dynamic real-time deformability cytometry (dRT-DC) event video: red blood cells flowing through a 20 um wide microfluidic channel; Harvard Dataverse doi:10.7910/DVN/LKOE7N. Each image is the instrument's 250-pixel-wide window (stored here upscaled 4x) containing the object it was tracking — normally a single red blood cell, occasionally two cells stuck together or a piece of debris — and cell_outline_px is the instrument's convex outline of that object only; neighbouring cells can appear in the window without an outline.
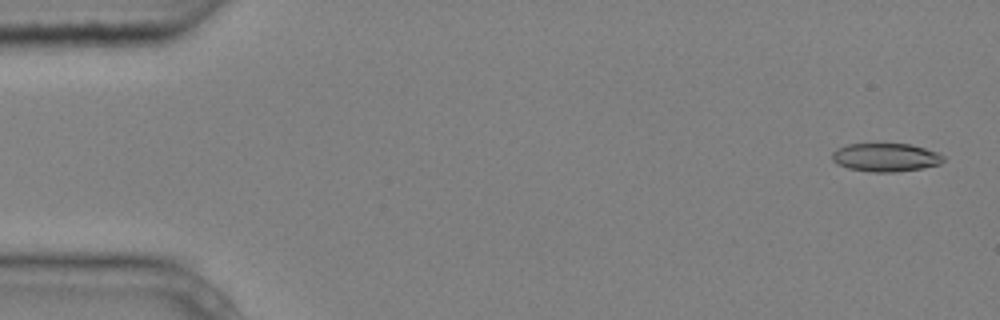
{"species": "common noctule bat (a hibernating species)", "species_latin": "Nyctalus noctula", "temperature_condition": "cold", "stored_images_in_passage": 8, "camera_frame_rate_fps": 3000, "um_per_image_px": 0.085, "animal": {"sex": "male", "body_mass_g": 20.4}, "frame": {"image": 1, "passage_image": 1, "time_ms": 0.0, "image_size_px": [1000, 320], "cell_outline_px": [[944, 160], [940, 164], [924, 168], [896, 172], [872, 172], [848, 168], [836, 164], [832, 160], [832, 152], [836, 148], [844, 144], [912, 144], [936, 152], [944, 156]], "centroid_in_image_um": [75.25, 13.38], "position_along_channel_um": 9.7, "area_um2": 18.55}}
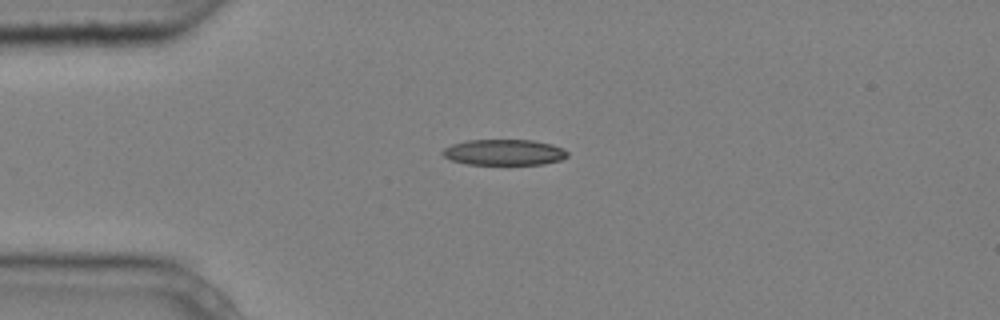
{"frame": {"image": 2, "passage_image": 4, "time_ms": 1.0, "image_size_px": [1000, 320], "cell_outline_px": [[568, 156], [560, 160], [544, 164], [464, 164], [452, 160], [444, 156], [440, 152], [444, 148], [452, 144], [468, 140], [532, 140], [552, 144], [564, 148], [568, 152]], "centroid_in_image_um": [42.85, 12.94], "position_along_channel_um": 42.1, "area_um2": 18.84}}
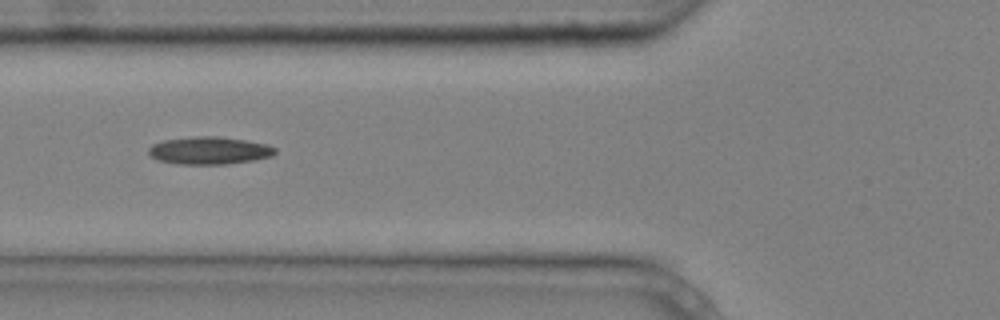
{"frame": {"image": 3, "passage_image": 6, "time_ms": 1.667, "image_size_px": [1000, 320], "cell_outline_px": [[276, 152], [272, 156], [252, 160], [224, 164], [176, 164], [160, 160], [152, 156], [148, 152], [148, 148], [152, 144], [164, 140], [196, 136], [220, 136], [244, 140], [264, 144], [276, 148]], "centroid_in_image_um": [17.77, 12.79], "position_along_channel_um": 108.0, "area_um2": 20.11}}